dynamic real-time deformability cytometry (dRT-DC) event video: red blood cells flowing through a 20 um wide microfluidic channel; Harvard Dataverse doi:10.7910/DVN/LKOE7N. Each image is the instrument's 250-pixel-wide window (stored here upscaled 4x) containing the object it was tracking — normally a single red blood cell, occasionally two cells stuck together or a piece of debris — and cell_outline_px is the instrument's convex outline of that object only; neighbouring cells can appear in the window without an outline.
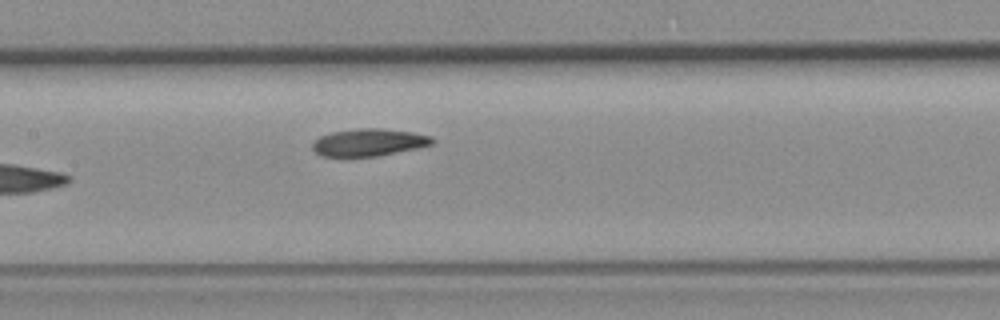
{"species": "common noctule bat (a hibernating species)", "species_latin": "Nyctalus noctula", "temperature_condition": "room temperature", "stored_images_in_passage": 8, "camera_frame_rate_fps": 3000, "um_per_image_px": 0.085, "animal": {"sex": "female", "body_mass_g": 19.3, "forearm_length_mm": 54.1}, "frame": {"image": 1, "passage_image": 8, "time_ms": 8.0, "image_size_px": [1000, 320], "cell_outline_px": [[436, 140], [432, 144], [416, 148], [376, 156], [320, 156], [312, 148], [312, 144], [320, 136], [332, 132], [360, 128], [380, 128], [412, 132], [432, 136]], "centroid_in_image_um": [31.36, 12.09], "position_along_channel_um": 176.0, "area_um2": 18.9}}